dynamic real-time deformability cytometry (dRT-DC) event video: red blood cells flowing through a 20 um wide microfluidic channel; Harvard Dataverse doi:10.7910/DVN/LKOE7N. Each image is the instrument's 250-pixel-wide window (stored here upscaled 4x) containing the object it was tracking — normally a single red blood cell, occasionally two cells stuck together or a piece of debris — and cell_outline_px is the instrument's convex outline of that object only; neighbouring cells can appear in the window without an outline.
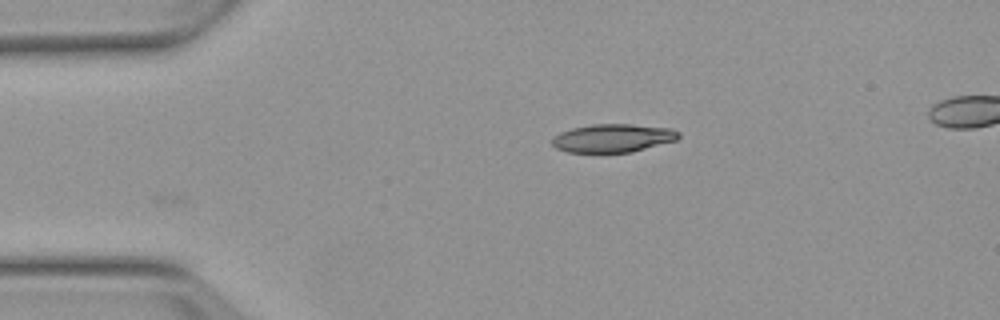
{"species": "Egyptian fruit bat (a non-hibernating species)", "species_latin": "Rousettus aegyptiacus", "temperature_condition": "warm", "stored_images_in_passage": 3, "camera_frame_rate_fps": 3000, "um_per_image_px": 0.085, "animal": {"sex": "female"}, "frame": {"image": 1, "passage_image": 3, "time_ms": 2.333, "image_size_px": [1000, 320], "cell_outline_px": [[680, 136], [676, 140], [632, 152], [568, 152], [556, 148], [552, 144], [552, 136], [560, 132], [572, 128], [592, 124], [632, 124], [672, 128], [680, 132]], "centroid_in_image_um": [52.1, 11.73], "position_along_channel_um": 32.9, "area_um2": 20.92}}